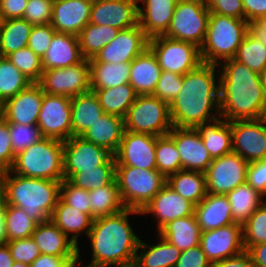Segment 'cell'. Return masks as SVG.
Wrapping results in <instances>:
<instances>
[{"instance_id":"6da1fadb","label":"cell","mask_w":266,"mask_h":267,"mask_svg":"<svg viewBox=\"0 0 266 267\" xmlns=\"http://www.w3.org/2000/svg\"><path fill=\"white\" fill-rule=\"evenodd\" d=\"M218 65L201 63L183 75V86L169 105L174 127L195 128L220 117ZM217 73V74H216ZM217 114H215V113Z\"/></svg>"},{"instance_id":"7a4b0ae2","label":"cell","mask_w":266,"mask_h":267,"mask_svg":"<svg viewBox=\"0 0 266 267\" xmlns=\"http://www.w3.org/2000/svg\"><path fill=\"white\" fill-rule=\"evenodd\" d=\"M222 62L218 66L220 115L226 121L265 117L266 95L260 74L234 58Z\"/></svg>"},{"instance_id":"3957f363","label":"cell","mask_w":266,"mask_h":267,"mask_svg":"<svg viewBox=\"0 0 266 267\" xmlns=\"http://www.w3.org/2000/svg\"><path fill=\"white\" fill-rule=\"evenodd\" d=\"M132 214L141 215V211L125 208L119 213L94 219L88 234L92 246V258L89 265L135 262L141 239L129 223V215Z\"/></svg>"},{"instance_id":"277c9868","label":"cell","mask_w":266,"mask_h":267,"mask_svg":"<svg viewBox=\"0 0 266 267\" xmlns=\"http://www.w3.org/2000/svg\"><path fill=\"white\" fill-rule=\"evenodd\" d=\"M13 175V176H12ZM61 181L4 172V202L23 209L37 223L49 221L60 199Z\"/></svg>"},{"instance_id":"5b68a950","label":"cell","mask_w":266,"mask_h":267,"mask_svg":"<svg viewBox=\"0 0 266 267\" xmlns=\"http://www.w3.org/2000/svg\"><path fill=\"white\" fill-rule=\"evenodd\" d=\"M248 32L246 20L210 12L206 38L200 47L202 62L219 65L222 60L234 58Z\"/></svg>"},{"instance_id":"8992f818","label":"cell","mask_w":266,"mask_h":267,"mask_svg":"<svg viewBox=\"0 0 266 267\" xmlns=\"http://www.w3.org/2000/svg\"><path fill=\"white\" fill-rule=\"evenodd\" d=\"M10 171L24 177L62 182L63 141L42 138L15 156Z\"/></svg>"},{"instance_id":"52a82bcc","label":"cell","mask_w":266,"mask_h":267,"mask_svg":"<svg viewBox=\"0 0 266 267\" xmlns=\"http://www.w3.org/2000/svg\"><path fill=\"white\" fill-rule=\"evenodd\" d=\"M116 182L126 208L142 211L164 187L167 178L157 169L116 166Z\"/></svg>"},{"instance_id":"ba28073f","label":"cell","mask_w":266,"mask_h":267,"mask_svg":"<svg viewBox=\"0 0 266 267\" xmlns=\"http://www.w3.org/2000/svg\"><path fill=\"white\" fill-rule=\"evenodd\" d=\"M125 130L154 136L167 135L173 125L169 105L152 94L138 95L124 117Z\"/></svg>"},{"instance_id":"9c48e42d","label":"cell","mask_w":266,"mask_h":267,"mask_svg":"<svg viewBox=\"0 0 266 267\" xmlns=\"http://www.w3.org/2000/svg\"><path fill=\"white\" fill-rule=\"evenodd\" d=\"M209 16L206 0H178L164 36L191 42L200 48L206 38Z\"/></svg>"},{"instance_id":"30bf717a","label":"cell","mask_w":266,"mask_h":267,"mask_svg":"<svg viewBox=\"0 0 266 267\" xmlns=\"http://www.w3.org/2000/svg\"><path fill=\"white\" fill-rule=\"evenodd\" d=\"M148 47L156 55L162 71L183 76L202 63L200 48L191 42L157 36L148 40Z\"/></svg>"},{"instance_id":"8fae6325","label":"cell","mask_w":266,"mask_h":267,"mask_svg":"<svg viewBox=\"0 0 266 267\" xmlns=\"http://www.w3.org/2000/svg\"><path fill=\"white\" fill-rule=\"evenodd\" d=\"M37 83L44 93L50 95L72 98L89 92L91 91L90 61L84 58L72 66L43 71Z\"/></svg>"},{"instance_id":"7c38bea8","label":"cell","mask_w":266,"mask_h":267,"mask_svg":"<svg viewBox=\"0 0 266 267\" xmlns=\"http://www.w3.org/2000/svg\"><path fill=\"white\" fill-rule=\"evenodd\" d=\"M114 155L82 136H72L63 142V173L68 180L74 173L83 170H99Z\"/></svg>"},{"instance_id":"4fadbf2b","label":"cell","mask_w":266,"mask_h":267,"mask_svg":"<svg viewBox=\"0 0 266 267\" xmlns=\"http://www.w3.org/2000/svg\"><path fill=\"white\" fill-rule=\"evenodd\" d=\"M248 166L249 162L234 152L213 159L205 172L207 193L226 195L246 183Z\"/></svg>"},{"instance_id":"5bb4252c","label":"cell","mask_w":266,"mask_h":267,"mask_svg":"<svg viewBox=\"0 0 266 267\" xmlns=\"http://www.w3.org/2000/svg\"><path fill=\"white\" fill-rule=\"evenodd\" d=\"M37 125L43 137L63 142L72 137L71 98L44 93Z\"/></svg>"},{"instance_id":"9a60e30c","label":"cell","mask_w":266,"mask_h":267,"mask_svg":"<svg viewBox=\"0 0 266 267\" xmlns=\"http://www.w3.org/2000/svg\"><path fill=\"white\" fill-rule=\"evenodd\" d=\"M232 151L245 161L254 162L266 158V119L231 121Z\"/></svg>"},{"instance_id":"2e32d148","label":"cell","mask_w":266,"mask_h":267,"mask_svg":"<svg viewBox=\"0 0 266 267\" xmlns=\"http://www.w3.org/2000/svg\"><path fill=\"white\" fill-rule=\"evenodd\" d=\"M158 137L125 130L119 148L114 154L116 166L157 169L155 149Z\"/></svg>"},{"instance_id":"e0dca14e","label":"cell","mask_w":266,"mask_h":267,"mask_svg":"<svg viewBox=\"0 0 266 267\" xmlns=\"http://www.w3.org/2000/svg\"><path fill=\"white\" fill-rule=\"evenodd\" d=\"M200 246L212 265L237 256L245 251L242 225L233 223L214 230L202 231Z\"/></svg>"},{"instance_id":"ac0fdd59","label":"cell","mask_w":266,"mask_h":267,"mask_svg":"<svg viewBox=\"0 0 266 267\" xmlns=\"http://www.w3.org/2000/svg\"><path fill=\"white\" fill-rule=\"evenodd\" d=\"M148 38L138 25L120 30L118 35L103 47L90 62H131L148 47Z\"/></svg>"},{"instance_id":"d6986e66","label":"cell","mask_w":266,"mask_h":267,"mask_svg":"<svg viewBox=\"0 0 266 267\" xmlns=\"http://www.w3.org/2000/svg\"><path fill=\"white\" fill-rule=\"evenodd\" d=\"M138 0H95L89 23L119 30L138 25Z\"/></svg>"},{"instance_id":"ffe728a7","label":"cell","mask_w":266,"mask_h":267,"mask_svg":"<svg viewBox=\"0 0 266 267\" xmlns=\"http://www.w3.org/2000/svg\"><path fill=\"white\" fill-rule=\"evenodd\" d=\"M168 135L175 141L182 169L207 171L213 159L195 128L173 126Z\"/></svg>"},{"instance_id":"44dd1931","label":"cell","mask_w":266,"mask_h":267,"mask_svg":"<svg viewBox=\"0 0 266 267\" xmlns=\"http://www.w3.org/2000/svg\"><path fill=\"white\" fill-rule=\"evenodd\" d=\"M195 205L177 194L167 183L142 209L141 214L156 218L158 232L169 222L193 215Z\"/></svg>"},{"instance_id":"7402d4cb","label":"cell","mask_w":266,"mask_h":267,"mask_svg":"<svg viewBox=\"0 0 266 267\" xmlns=\"http://www.w3.org/2000/svg\"><path fill=\"white\" fill-rule=\"evenodd\" d=\"M44 92L38 83H31L13 98L2 104V118L6 122L35 125Z\"/></svg>"},{"instance_id":"603a6c76","label":"cell","mask_w":266,"mask_h":267,"mask_svg":"<svg viewBox=\"0 0 266 267\" xmlns=\"http://www.w3.org/2000/svg\"><path fill=\"white\" fill-rule=\"evenodd\" d=\"M92 3L88 0H54L51 26L56 32L78 36L90 21Z\"/></svg>"},{"instance_id":"cb8c5ba5","label":"cell","mask_w":266,"mask_h":267,"mask_svg":"<svg viewBox=\"0 0 266 267\" xmlns=\"http://www.w3.org/2000/svg\"><path fill=\"white\" fill-rule=\"evenodd\" d=\"M178 0H138V24L148 39L164 36ZM143 6V7H142Z\"/></svg>"},{"instance_id":"d4e9b609","label":"cell","mask_w":266,"mask_h":267,"mask_svg":"<svg viewBox=\"0 0 266 267\" xmlns=\"http://www.w3.org/2000/svg\"><path fill=\"white\" fill-rule=\"evenodd\" d=\"M31 237L41 254L79 257V247L51 220L38 223Z\"/></svg>"},{"instance_id":"484cf974","label":"cell","mask_w":266,"mask_h":267,"mask_svg":"<svg viewBox=\"0 0 266 267\" xmlns=\"http://www.w3.org/2000/svg\"><path fill=\"white\" fill-rule=\"evenodd\" d=\"M78 36L55 32L52 42L41 58L42 70L65 68L83 60Z\"/></svg>"},{"instance_id":"4316f807","label":"cell","mask_w":266,"mask_h":267,"mask_svg":"<svg viewBox=\"0 0 266 267\" xmlns=\"http://www.w3.org/2000/svg\"><path fill=\"white\" fill-rule=\"evenodd\" d=\"M194 214L201 231L214 230L235 223L226 195L207 193L195 206Z\"/></svg>"},{"instance_id":"83f0119b","label":"cell","mask_w":266,"mask_h":267,"mask_svg":"<svg viewBox=\"0 0 266 267\" xmlns=\"http://www.w3.org/2000/svg\"><path fill=\"white\" fill-rule=\"evenodd\" d=\"M161 73L156 55L147 47L131 61L129 84L138 95L153 94Z\"/></svg>"},{"instance_id":"f1b7e54d","label":"cell","mask_w":266,"mask_h":267,"mask_svg":"<svg viewBox=\"0 0 266 267\" xmlns=\"http://www.w3.org/2000/svg\"><path fill=\"white\" fill-rule=\"evenodd\" d=\"M124 132V118L104 113L90 125L82 137L114 155L119 148Z\"/></svg>"},{"instance_id":"f546056e","label":"cell","mask_w":266,"mask_h":267,"mask_svg":"<svg viewBox=\"0 0 266 267\" xmlns=\"http://www.w3.org/2000/svg\"><path fill=\"white\" fill-rule=\"evenodd\" d=\"M211 122V123H210ZM209 151L212 159L229 154L232 151L231 121H226L222 116L195 127Z\"/></svg>"},{"instance_id":"4dcf8cb0","label":"cell","mask_w":266,"mask_h":267,"mask_svg":"<svg viewBox=\"0 0 266 267\" xmlns=\"http://www.w3.org/2000/svg\"><path fill=\"white\" fill-rule=\"evenodd\" d=\"M50 220L56 224L79 247L78 237L85 234L88 237L94 219L86 213L71 207L59 199ZM72 235V236H69Z\"/></svg>"},{"instance_id":"1f68e13d","label":"cell","mask_w":266,"mask_h":267,"mask_svg":"<svg viewBox=\"0 0 266 267\" xmlns=\"http://www.w3.org/2000/svg\"><path fill=\"white\" fill-rule=\"evenodd\" d=\"M157 236L160 240L158 239L155 245H149L140 240L135 257L136 267H174L176 265L182 251L161 235Z\"/></svg>"},{"instance_id":"d6a6232c","label":"cell","mask_w":266,"mask_h":267,"mask_svg":"<svg viewBox=\"0 0 266 267\" xmlns=\"http://www.w3.org/2000/svg\"><path fill=\"white\" fill-rule=\"evenodd\" d=\"M97 95L93 91L71 98L72 136L82 134L104 114Z\"/></svg>"},{"instance_id":"836d02e7","label":"cell","mask_w":266,"mask_h":267,"mask_svg":"<svg viewBox=\"0 0 266 267\" xmlns=\"http://www.w3.org/2000/svg\"><path fill=\"white\" fill-rule=\"evenodd\" d=\"M201 233L195 214L175 219L158 232L181 251L200 245Z\"/></svg>"},{"instance_id":"e575fe53","label":"cell","mask_w":266,"mask_h":267,"mask_svg":"<svg viewBox=\"0 0 266 267\" xmlns=\"http://www.w3.org/2000/svg\"><path fill=\"white\" fill-rule=\"evenodd\" d=\"M167 184L195 206L207 195L206 175L203 172L182 169L169 175Z\"/></svg>"},{"instance_id":"d590c367","label":"cell","mask_w":266,"mask_h":267,"mask_svg":"<svg viewBox=\"0 0 266 267\" xmlns=\"http://www.w3.org/2000/svg\"><path fill=\"white\" fill-rule=\"evenodd\" d=\"M131 62H90L91 89H106L129 83Z\"/></svg>"},{"instance_id":"8d00e7d4","label":"cell","mask_w":266,"mask_h":267,"mask_svg":"<svg viewBox=\"0 0 266 267\" xmlns=\"http://www.w3.org/2000/svg\"><path fill=\"white\" fill-rule=\"evenodd\" d=\"M235 223L243 225L255 210L266 200L247 182L226 194Z\"/></svg>"},{"instance_id":"74e56055","label":"cell","mask_w":266,"mask_h":267,"mask_svg":"<svg viewBox=\"0 0 266 267\" xmlns=\"http://www.w3.org/2000/svg\"><path fill=\"white\" fill-rule=\"evenodd\" d=\"M91 91L97 95L105 113L122 118L126 116L138 96L129 83L106 89H91Z\"/></svg>"},{"instance_id":"f35d334b","label":"cell","mask_w":266,"mask_h":267,"mask_svg":"<svg viewBox=\"0 0 266 267\" xmlns=\"http://www.w3.org/2000/svg\"><path fill=\"white\" fill-rule=\"evenodd\" d=\"M33 25L23 18L0 21V56L27 47Z\"/></svg>"},{"instance_id":"ab89813d","label":"cell","mask_w":266,"mask_h":267,"mask_svg":"<svg viewBox=\"0 0 266 267\" xmlns=\"http://www.w3.org/2000/svg\"><path fill=\"white\" fill-rule=\"evenodd\" d=\"M90 208L93 219L123 211L124 206L116 179L104 187L90 190Z\"/></svg>"},{"instance_id":"60d3db41","label":"cell","mask_w":266,"mask_h":267,"mask_svg":"<svg viewBox=\"0 0 266 267\" xmlns=\"http://www.w3.org/2000/svg\"><path fill=\"white\" fill-rule=\"evenodd\" d=\"M119 29L88 23L78 35L80 51L85 59H92L119 33Z\"/></svg>"},{"instance_id":"b9f144b4","label":"cell","mask_w":266,"mask_h":267,"mask_svg":"<svg viewBox=\"0 0 266 267\" xmlns=\"http://www.w3.org/2000/svg\"><path fill=\"white\" fill-rule=\"evenodd\" d=\"M33 83L7 57L0 56V102L3 104Z\"/></svg>"},{"instance_id":"7bdbcfd3","label":"cell","mask_w":266,"mask_h":267,"mask_svg":"<svg viewBox=\"0 0 266 267\" xmlns=\"http://www.w3.org/2000/svg\"><path fill=\"white\" fill-rule=\"evenodd\" d=\"M116 178V161L113 156L99 170H83L74 173L68 180L75 186L85 190H95L111 184Z\"/></svg>"},{"instance_id":"ee69618b","label":"cell","mask_w":266,"mask_h":267,"mask_svg":"<svg viewBox=\"0 0 266 267\" xmlns=\"http://www.w3.org/2000/svg\"><path fill=\"white\" fill-rule=\"evenodd\" d=\"M4 221L7 241L31 237L38 225L23 209L12 205H5Z\"/></svg>"},{"instance_id":"f6af8a7d","label":"cell","mask_w":266,"mask_h":267,"mask_svg":"<svg viewBox=\"0 0 266 267\" xmlns=\"http://www.w3.org/2000/svg\"><path fill=\"white\" fill-rule=\"evenodd\" d=\"M234 59L260 74L266 68V47L262 41L248 32Z\"/></svg>"},{"instance_id":"bcb514c9","label":"cell","mask_w":266,"mask_h":267,"mask_svg":"<svg viewBox=\"0 0 266 267\" xmlns=\"http://www.w3.org/2000/svg\"><path fill=\"white\" fill-rule=\"evenodd\" d=\"M156 168L166 178L182 170L181 159L175 141L167 134L156 140Z\"/></svg>"},{"instance_id":"7dc6e473","label":"cell","mask_w":266,"mask_h":267,"mask_svg":"<svg viewBox=\"0 0 266 267\" xmlns=\"http://www.w3.org/2000/svg\"><path fill=\"white\" fill-rule=\"evenodd\" d=\"M242 233L245 251L253 245L266 242V200L242 225Z\"/></svg>"},{"instance_id":"c3c4849f","label":"cell","mask_w":266,"mask_h":267,"mask_svg":"<svg viewBox=\"0 0 266 267\" xmlns=\"http://www.w3.org/2000/svg\"><path fill=\"white\" fill-rule=\"evenodd\" d=\"M7 123L14 156L44 138L37 124Z\"/></svg>"},{"instance_id":"681fc988","label":"cell","mask_w":266,"mask_h":267,"mask_svg":"<svg viewBox=\"0 0 266 267\" xmlns=\"http://www.w3.org/2000/svg\"><path fill=\"white\" fill-rule=\"evenodd\" d=\"M6 57L33 83H37L41 79L43 73L41 58L29 47L14 51Z\"/></svg>"},{"instance_id":"f907efd6","label":"cell","mask_w":266,"mask_h":267,"mask_svg":"<svg viewBox=\"0 0 266 267\" xmlns=\"http://www.w3.org/2000/svg\"><path fill=\"white\" fill-rule=\"evenodd\" d=\"M60 199L71 207L91 216L89 191L73 185L69 180L61 182Z\"/></svg>"},{"instance_id":"816d5d0a","label":"cell","mask_w":266,"mask_h":267,"mask_svg":"<svg viewBox=\"0 0 266 267\" xmlns=\"http://www.w3.org/2000/svg\"><path fill=\"white\" fill-rule=\"evenodd\" d=\"M183 86V76L174 72L162 71L152 95L168 105L174 100Z\"/></svg>"},{"instance_id":"f5cc1de1","label":"cell","mask_w":266,"mask_h":267,"mask_svg":"<svg viewBox=\"0 0 266 267\" xmlns=\"http://www.w3.org/2000/svg\"><path fill=\"white\" fill-rule=\"evenodd\" d=\"M54 0H29L23 19L32 25L50 24Z\"/></svg>"},{"instance_id":"db71d44e","label":"cell","mask_w":266,"mask_h":267,"mask_svg":"<svg viewBox=\"0 0 266 267\" xmlns=\"http://www.w3.org/2000/svg\"><path fill=\"white\" fill-rule=\"evenodd\" d=\"M14 261L30 265L41 253L32 237L6 242Z\"/></svg>"},{"instance_id":"11a10c76","label":"cell","mask_w":266,"mask_h":267,"mask_svg":"<svg viewBox=\"0 0 266 267\" xmlns=\"http://www.w3.org/2000/svg\"><path fill=\"white\" fill-rule=\"evenodd\" d=\"M55 32L51 24L33 25L27 47L42 58L49 48Z\"/></svg>"},{"instance_id":"9f6ffc18","label":"cell","mask_w":266,"mask_h":267,"mask_svg":"<svg viewBox=\"0 0 266 267\" xmlns=\"http://www.w3.org/2000/svg\"><path fill=\"white\" fill-rule=\"evenodd\" d=\"M15 160L11 146L8 123L0 119V171H10Z\"/></svg>"},{"instance_id":"6f0895ef","label":"cell","mask_w":266,"mask_h":267,"mask_svg":"<svg viewBox=\"0 0 266 267\" xmlns=\"http://www.w3.org/2000/svg\"><path fill=\"white\" fill-rule=\"evenodd\" d=\"M206 6L211 13L244 19L242 0H206Z\"/></svg>"},{"instance_id":"680465c9","label":"cell","mask_w":266,"mask_h":267,"mask_svg":"<svg viewBox=\"0 0 266 267\" xmlns=\"http://www.w3.org/2000/svg\"><path fill=\"white\" fill-rule=\"evenodd\" d=\"M246 182L261 195L266 196V158L249 163Z\"/></svg>"},{"instance_id":"91938a15","label":"cell","mask_w":266,"mask_h":267,"mask_svg":"<svg viewBox=\"0 0 266 267\" xmlns=\"http://www.w3.org/2000/svg\"><path fill=\"white\" fill-rule=\"evenodd\" d=\"M174 267H212L200 245L181 252Z\"/></svg>"},{"instance_id":"94428289","label":"cell","mask_w":266,"mask_h":267,"mask_svg":"<svg viewBox=\"0 0 266 267\" xmlns=\"http://www.w3.org/2000/svg\"><path fill=\"white\" fill-rule=\"evenodd\" d=\"M29 0H0V21L23 18Z\"/></svg>"},{"instance_id":"6125c7cd","label":"cell","mask_w":266,"mask_h":267,"mask_svg":"<svg viewBox=\"0 0 266 267\" xmlns=\"http://www.w3.org/2000/svg\"><path fill=\"white\" fill-rule=\"evenodd\" d=\"M244 20L251 23L266 18V0H242Z\"/></svg>"},{"instance_id":"be15d7a7","label":"cell","mask_w":266,"mask_h":267,"mask_svg":"<svg viewBox=\"0 0 266 267\" xmlns=\"http://www.w3.org/2000/svg\"><path fill=\"white\" fill-rule=\"evenodd\" d=\"M77 257H61L40 254L31 264L30 267H65L68 260L76 259Z\"/></svg>"},{"instance_id":"e7e4bbea","label":"cell","mask_w":266,"mask_h":267,"mask_svg":"<svg viewBox=\"0 0 266 267\" xmlns=\"http://www.w3.org/2000/svg\"><path fill=\"white\" fill-rule=\"evenodd\" d=\"M212 267H255L252 261L251 256L247 251H244L243 253L226 258L224 260H221L217 263H214Z\"/></svg>"},{"instance_id":"03108f58","label":"cell","mask_w":266,"mask_h":267,"mask_svg":"<svg viewBox=\"0 0 266 267\" xmlns=\"http://www.w3.org/2000/svg\"><path fill=\"white\" fill-rule=\"evenodd\" d=\"M247 252L255 267H266V242L251 246Z\"/></svg>"},{"instance_id":"003e7915","label":"cell","mask_w":266,"mask_h":267,"mask_svg":"<svg viewBox=\"0 0 266 267\" xmlns=\"http://www.w3.org/2000/svg\"><path fill=\"white\" fill-rule=\"evenodd\" d=\"M249 32L266 47V18L249 23Z\"/></svg>"},{"instance_id":"a7ac6f4b","label":"cell","mask_w":266,"mask_h":267,"mask_svg":"<svg viewBox=\"0 0 266 267\" xmlns=\"http://www.w3.org/2000/svg\"><path fill=\"white\" fill-rule=\"evenodd\" d=\"M14 259L11 256L7 243L0 244V267H12Z\"/></svg>"},{"instance_id":"89a4df30","label":"cell","mask_w":266,"mask_h":267,"mask_svg":"<svg viewBox=\"0 0 266 267\" xmlns=\"http://www.w3.org/2000/svg\"><path fill=\"white\" fill-rule=\"evenodd\" d=\"M4 208L5 202L3 201L0 204V244H4L7 242L5 221H4Z\"/></svg>"},{"instance_id":"2644e50d","label":"cell","mask_w":266,"mask_h":267,"mask_svg":"<svg viewBox=\"0 0 266 267\" xmlns=\"http://www.w3.org/2000/svg\"><path fill=\"white\" fill-rule=\"evenodd\" d=\"M80 249H79V257H77L76 259H72V260H68L65 263V267H89V264L87 266H81V256H80ZM79 261V262H78ZM80 265V266H79Z\"/></svg>"},{"instance_id":"8c879c8a","label":"cell","mask_w":266,"mask_h":267,"mask_svg":"<svg viewBox=\"0 0 266 267\" xmlns=\"http://www.w3.org/2000/svg\"><path fill=\"white\" fill-rule=\"evenodd\" d=\"M4 201V172L0 171V204Z\"/></svg>"},{"instance_id":"753ad0ef","label":"cell","mask_w":266,"mask_h":267,"mask_svg":"<svg viewBox=\"0 0 266 267\" xmlns=\"http://www.w3.org/2000/svg\"><path fill=\"white\" fill-rule=\"evenodd\" d=\"M89 267H136L135 262L125 263V264H111V265H99V266H92Z\"/></svg>"},{"instance_id":"34e18365","label":"cell","mask_w":266,"mask_h":267,"mask_svg":"<svg viewBox=\"0 0 266 267\" xmlns=\"http://www.w3.org/2000/svg\"><path fill=\"white\" fill-rule=\"evenodd\" d=\"M261 84L266 95V68L260 73Z\"/></svg>"},{"instance_id":"11e5206c","label":"cell","mask_w":266,"mask_h":267,"mask_svg":"<svg viewBox=\"0 0 266 267\" xmlns=\"http://www.w3.org/2000/svg\"><path fill=\"white\" fill-rule=\"evenodd\" d=\"M12 267H30V265L25 264V263L14 261Z\"/></svg>"},{"instance_id":"2a66077c","label":"cell","mask_w":266,"mask_h":267,"mask_svg":"<svg viewBox=\"0 0 266 267\" xmlns=\"http://www.w3.org/2000/svg\"><path fill=\"white\" fill-rule=\"evenodd\" d=\"M2 118V103L0 102V119Z\"/></svg>"}]
</instances>
